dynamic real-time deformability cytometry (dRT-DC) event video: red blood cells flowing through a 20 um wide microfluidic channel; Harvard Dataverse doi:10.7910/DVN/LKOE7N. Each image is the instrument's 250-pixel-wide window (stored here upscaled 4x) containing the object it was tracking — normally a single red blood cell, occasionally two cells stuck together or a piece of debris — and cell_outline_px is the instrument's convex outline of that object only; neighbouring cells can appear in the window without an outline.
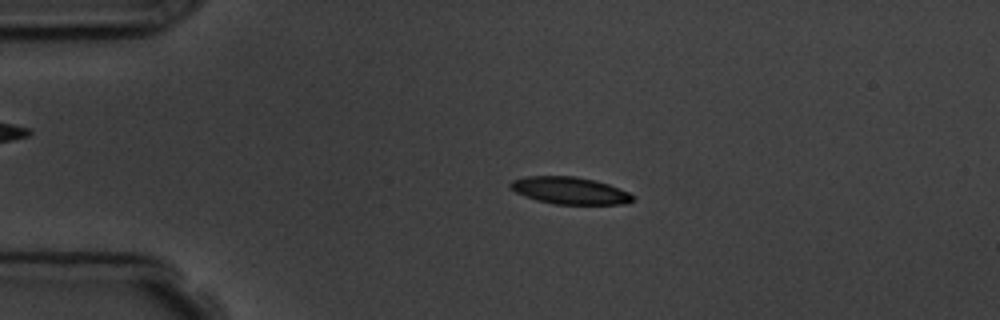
{"species": "common noctule bat (a hibernating species)", "species_latin": "Nyctalus noctula", "temperature_condition": "room temperature", "stored_images_in_passage": 4, "camera_frame_rate_fps": 3000, "um_per_image_px": 0.085, "animal": {"sex": "male", "body_mass_g": 19.5, "forearm_length_mm": 54.6}, "frame": {"image": 1, "passage_image": 3, "time_ms": 2.333, "image_size_px": [1000, 320], "cell_outline_px": [[636, 196], [632, 200], [624, 204], [556, 204], [536, 200], [524, 196], [508, 188], [508, 184], [512, 180], [524, 176], [576, 176], [596, 180], [608, 184], [628, 192]], "centroid_in_image_um": [48.39, 16.19], "position_along_channel_um": 36.6, "area_um2": 19.48}}